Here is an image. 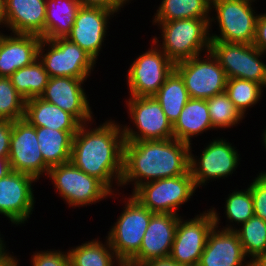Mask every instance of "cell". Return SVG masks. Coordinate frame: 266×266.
<instances>
[{"mask_svg": "<svg viewBox=\"0 0 266 266\" xmlns=\"http://www.w3.org/2000/svg\"><path fill=\"white\" fill-rule=\"evenodd\" d=\"M109 118L99 125L94 118L79 126L73 136L70 161L115 194L120 192L125 139L121 122Z\"/></svg>", "mask_w": 266, "mask_h": 266, "instance_id": "6da1fadb", "label": "cell"}, {"mask_svg": "<svg viewBox=\"0 0 266 266\" xmlns=\"http://www.w3.org/2000/svg\"><path fill=\"white\" fill-rule=\"evenodd\" d=\"M189 160L190 145L175 138L125 142L120 189L186 174Z\"/></svg>", "mask_w": 266, "mask_h": 266, "instance_id": "7a4b0ae2", "label": "cell"}, {"mask_svg": "<svg viewBox=\"0 0 266 266\" xmlns=\"http://www.w3.org/2000/svg\"><path fill=\"white\" fill-rule=\"evenodd\" d=\"M209 21L192 18L152 22L161 35H152L151 40L174 63L190 59L210 51Z\"/></svg>", "mask_w": 266, "mask_h": 266, "instance_id": "3957f363", "label": "cell"}, {"mask_svg": "<svg viewBox=\"0 0 266 266\" xmlns=\"http://www.w3.org/2000/svg\"><path fill=\"white\" fill-rule=\"evenodd\" d=\"M254 4L249 0H211L210 41L253 44L259 15ZM214 24L218 32H213Z\"/></svg>", "mask_w": 266, "mask_h": 266, "instance_id": "277c9868", "label": "cell"}, {"mask_svg": "<svg viewBox=\"0 0 266 266\" xmlns=\"http://www.w3.org/2000/svg\"><path fill=\"white\" fill-rule=\"evenodd\" d=\"M45 179L51 180L57 197L70 209L100 204L108 197L118 199L122 195L121 192L113 194L100 180L81 171L71 161L51 167Z\"/></svg>", "mask_w": 266, "mask_h": 266, "instance_id": "5b68a950", "label": "cell"}, {"mask_svg": "<svg viewBox=\"0 0 266 266\" xmlns=\"http://www.w3.org/2000/svg\"><path fill=\"white\" fill-rule=\"evenodd\" d=\"M119 201L124 204L123 208L116 221L109 227L105 237L118 259L126 266L138 254L154 213L130 193L123 194Z\"/></svg>", "mask_w": 266, "mask_h": 266, "instance_id": "8992f818", "label": "cell"}, {"mask_svg": "<svg viewBox=\"0 0 266 266\" xmlns=\"http://www.w3.org/2000/svg\"><path fill=\"white\" fill-rule=\"evenodd\" d=\"M223 138L218 136L210 139L204 144L198 156L194 155L195 150H192L194 148L190 145L189 170L197 189L205 188L209 182L225 180L237 173L242 159L240 151L228 138Z\"/></svg>", "mask_w": 266, "mask_h": 266, "instance_id": "52a82bcc", "label": "cell"}, {"mask_svg": "<svg viewBox=\"0 0 266 266\" xmlns=\"http://www.w3.org/2000/svg\"><path fill=\"white\" fill-rule=\"evenodd\" d=\"M124 102L130 120L121 124L125 142L174 138L173 125L154 97L127 95Z\"/></svg>", "mask_w": 266, "mask_h": 266, "instance_id": "ba28073f", "label": "cell"}, {"mask_svg": "<svg viewBox=\"0 0 266 266\" xmlns=\"http://www.w3.org/2000/svg\"><path fill=\"white\" fill-rule=\"evenodd\" d=\"M38 58L49 77L88 80L97 66V62L87 52L66 37L42 39Z\"/></svg>", "mask_w": 266, "mask_h": 266, "instance_id": "9c48e42d", "label": "cell"}, {"mask_svg": "<svg viewBox=\"0 0 266 266\" xmlns=\"http://www.w3.org/2000/svg\"><path fill=\"white\" fill-rule=\"evenodd\" d=\"M197 191L189 170L180 176L142 184L130 194L153 213L182 215L180 208L192 201Z\"/></svg>", "mask_w": 266, "mask_h": 266, "instance_id": "30bf717a", "label": "cell"}, {"mask_svg": "<svg viewBox=\"0 0 266 266\" xmlns=\"http://www.w3.org/2000/svg\"><path fill=\"white\" fill-rule=\"evenodd\" d=\"M150 47L135 59L126 71L129 96L153 97L175 69V63L151 40Z\"/></svg>", "mask_w": 266, "mask_h": 266, "instance_id": "8fae6325", "label": "cell"}, {"mask_svg": "<svg viewBox=\"0 0 266 266\" xmlns=\"http://www.w3.org/2000/svg\"><path fill=\"white\" fill-rule=\"evenodd\" d=\"M210 51L219 61L227 78L251 80L266 89V53L253 44L210 41Z\"/></svg>", "mask_w": 266, "mask_h": 266, "instance_id": "7c38bea8", "label": "cell"}, {"mask_svg": "<svg viewBox=\"0 0 266 266\" xmlns=\"http://www.w3.org/2000/svg\"><path fill=\"white\" fill-rule=\"evenodd\" d=\"M175 70L190 98L208 99L225 92L228 78L211 51L175 63Z\"/></svg>", "mask_w": 266, "mask_h": 266, "instance_id": "4fadbf2b", "label": "cell"}, {"mask_svg": "<svg viewBox=\"0 0 266 266\" xmlns=\"http://www.w3.org/2000/svg\"><path fill=\"white\" fill-rule=\"evenodd\" d=\"M193 218L179 217L170 258L183 266H197L210 231L215 226L212 212L207 209ZM185 216V217H184Z\"/></svg>", "mask_w": 266, "mask_h": 266, "instance_id": "5bb4252c", "label": "cell"}, {"mask_svg": "<svg viewBox=\"0 0 266 266\" xmlns=\"http://www.w3.org/2000/svg\"><path fill=\"white\" fill-rule=\"evenodd\" d=\"M36 182L34 177L13 170L0 179V215L12 226H25L33 214Z\"/></svg>", "mask_w": 266, "mask_h": 266, "instance_id": "9a60e30c", "label": "cell"}, {"mask_svg": "<svg viewBox=\"0 0 266 266\" xmlns=\"http://www.w3.org/2000/svg\"><path fill=\"white\" fill-rule=\"evenodd\" d=\"M8 160L13 171L28 174L38 182L50 169L43 160L36 127L24 118L13 122Z\"/></svg>", "mask_w": 266, "mask_h": 266, "instance_id": "2e32d148", "label": "cell"}, {"mask_svg": "<svg viewBox=\"0 0 266 266\" xmlns=\"http://www.w3.org/2000/svg\"><path fill=\"white\" fill-rule=\"evenodd\" d=\"M117 14L101 7L81 6L77 12L71 32L67 35L73 43L79 45L97 63L108 37L110 23ZM111 21V22H110ZM108 30V31H107Z\"/></svg>", "mask_w": 266, "mask_h": 266, "instance_id": "e0dca14e", "label": "cell"}, {"mask_svg": "<svg viewBox=\"0 0 266 266\" xmlns=\"http://www.w3.org/2000/svg\"><path fill=\"white\" fill-rule=\"evenodd\" d=\"M85 82L72 77H50L40 98L68 112L80 124L88 123L97 117L86 94Z\"/></svg>", "mask_w": 266, "mask_h": 266, "instance_id": "ac0fdd59", "label": "cell"}, {"mask_svg": "<svg viewBox=\"0 0 266 266\" xmlns=\"http://www.w3.org/2000/svg\"><path fill=\"white\" fill-rule=\"evenodd\" d=\"M180 216L170 213H154L138 254L126 266H141L150 260L168 258Z\"/></svg>", "mask_w": 266, "mask_h": 266, "instance_id": "d6986e66", "label": "cell"}, {"mask_svg": "<svg viewBox=\"0 0 266 266\" xmlns=\"http://www.w3.org/2000/svg\"><path fill=\"white\" fill-rule=\"evenodd\" d=\"M247 259L237 233L214 226L197 266H250Z\"/></svg>", "mask_w": 266, "mask_h": 266, "instance_id": "ffe728a7", "label": "cell"}, {"mask_svg": "<svg viewBox=\"0 0 266 266\" xmlns=\"http://www.w3.org/2000/svg\"><path fill=\"white\" fill-rule=\"evenodd\" d=\"M5 32L0 34V76L10 77L18 69L38 59L42 38L32 34Z\"/></svg>", "mask_w": 266, "mask_h": 266, "instance_id": "44dd1931", "label": "cell"}, {"mask_svg": "<svg viewBox=\"0 0 266 266\" xmlns=\"http://www.w3.org/2000/svg\"><path fill=\"white\" fill-rule=\"evenodd\" d=\"M5 30L45 39L46 0H5Z\"/></svg>", "mask_w": 266, "mask_h": 266, "instance_id": "7402d4cb", "label": "cell"}, {"mask_svg": "<svg viewBox=\"0 0 266 266\" xmlns=\"http://www.w3.org/2000/svg\"><path fill=\"white\" fill-rule=\"evenodd\" d=\"M216 131L211 123L206 99L190 98L173 124L174 138L193 145L194 137Z\"/></svg>", "mask_w": 266, "mask_h": 266, "instance_id": "603a6c76", "label": "cell"}, {"mask_svg": "<svg viewBox=\"0 0 266 266\" xmlns=\"http://www.w3.org/2000/svg\"><path fill=\"white\" fill-rule=\"evenodd\" d=\"M32 126L60 131H77L81 125L71 114L40 97L25 100V116Z\"/></svg>", "mask_w": 266, "mask_h": 266, "instance_id": "cb8c5ba5", "label": "cell"}, {"mask_svg": "<svg viewBox=\"0 0 266 266\" xmlns=\"http://www.w3.org/2000/svg\"><path fill=\"white\" fill-rule=\"evenodd\" d=\"M227 196L225 197V204L224 207V213L223 217L226 218V225L221 227V224L223 222L221 221L220 212L218 211L219 208H215L213 206H210L209 210L213 214L214 223L215 226L223 229V230H235L237 229L241 224L245 223L248 219H250L254 215L253 210V198L251 195L250 187L247 185V187H243V189H234L231 190ZM220 225V226H219Z\"/></svg>", "mask_w": 266, "mask_h": 266, "instance_id": "d4e9b609", "label": "cell"}, {"mask_svg": "<svg viewBox=\"0 0 266 266\" xmlns=\"http://www.w3.org/2000/svg\"><path fill=\"white\" fill-rule=\"evenodd\" d=\"M104 240V241H103ZM94 238L67 249L70 266H125L106 237Z\"/></svg>", "mask_w": 266, "mask_h": 266, "instance_id": "484cf974", "label": "cell"}, {"mask_svg": "<svg viewBox=\"0 0 266 266\" xmlns=\"http://www.w3.org/2000/svg\"><path fill=\"white\" fill-rule=\"evenodd\" d=\"M77 131L36 127L37 140L45 164L51 168L70 161L73 136Z\"/></svg>", "mask_w": 266, "mask_h": 266, "instance_id": "4316f807", "label": "cell"}, {"mask_svg": "<svg viewBox=\"0 0 266 266\" xmlns=\"http://www.w3.org/2000/svg\"><path fill=\"white\" fill-rule=\"evenodd\" d=\"M80 7L78 0H46L45 39L67 37Z\"/></svg>", "mask_w": 266, "mask_h": 266, "instance_id": "83f0119b", "label": "cell"}, {"mask_svg": "<svg viewBox=\"0 0 266 266\" xmlns=\"http://www.w3.org/2000/svg\"><path fill=\"white\" fill-rule=\"evenodd\" d=\"M160 2L150 22L211 17V0H161Z\"/></svg>", "mask_w": 266, "mask_h": 266, "instance_id": "f1b7e54d", "label": "cell"}, {"mask_svg": "<svg viewBox=\"0 0 266 266\" xmlns=\"http://www.w3.org/2000/svg\"><path fill=\"white\" fill-rule=\"evenodd\" d=\"M153 97L161 105L163 112L172 125L179 118L187 101L190 99L184 81L175 69Z\"/></svg>", "mask_w": 266, "mask_h": 266, "instance_id": "f546056e", "label": "cell"}, {"mask_svg": "<svg viewBox=\"0 0 266 266\" xmlns=\"http://www.w3.org/2000/svg\"><path fill=\"white\" fill-rule=\"evenodd\" d=\"M9 78L16 91L28 100L44 93L50 77L38 58L32 64L18 69Z\"/></svg>", "mask_w": 266, "mask_h": 266, "instance_id": "4dcf8cb0", "label": "cell"}, {"mask_svg": "<svg viewBox=\"0 0 266 266\" xmlns=\"http://www.w3.org/2000/svg\"><path fill=\"white\" fill-rule=\"evenodd\" d=\"M266 90L260 83L238 78H228L225 93L234 106L246 118L252 107L258 104Z\"/></svg>", "mask_w": 266, "mask_h": 266, "instance_id": "1f68e13d", "label": "cell"}, {"mask_svg": "<svg viewBox=\"0 0 266 266\" xmlns=\"http://www.w3.org/2000/svg\"><path fill=\"white\" fill-rule=\"evenodd\" d=\"M234 231L248 260L252 261L266 252V221L262 218L253 215Z\"/></svg>", "mask_w": 266, "mask_h": 266, "instance_id": "d6a6232c", "label": "cell"}, {"mask_svg": "<svg viewBox=\"0 0 266 266\" xmlns=\"http://www.w3.org/2000/svg\"><path fill=\"white\" fill-rule=\"evenodd\" d=\"M213 128L227 130L236 127L245 119L224 92L206 99Z\"/></svg>", "mask_w": 266, "mask_h": 266, "instance_id": "836d02e7", "label": "cell"}, {"mask_svg": "<svg viewBox=\"0 0 266 266\" xmlns=\"http://www.w3.org/2000/svg\"><path fill=\"white\" fill-rule=\"evenodd\" d=\"M25 116V99L9 77L0 76V120L16 121Z\"/></svg>", "mask_w": 266, "mask_h": 266, "instance_id": "e575fe53", "label": "cell"}, {"mask_svg": "<svg viewBox=\"0 0 266 266\" xmlns=\"http://www.w3.org/2000/svg\"><path fill=\"white\" fill-rule=\"evenodd\" d=\"M256 176L247 185L253 198L254 215L266 221V170L259 171Z\"/></svg>", "mask_w": 266, "mask_h": 266, "instance_id": "d590c367", "label": "cell"}, {"mask_svg": "<svg viewBox=\"0 0 266 266\" xmlns=\"http://www.w3.org/2000/svg\"><path fill=\"white\" fill-rule=\"evenodd\" d=\"M30 263L31 266H70L69 255L67 250L45 249L32 252Z\"/></svg>", "mask_w": 266, "mask_h": 266, "instance_id": "8d00e7d4", "label": "cell"}, {"mask_svg": "<svg viewBox=\"0 0 266 266\" xmlns=\"http://www.w3.org/2000/svg\"><path fill=\"white\" fill-rule=\"evenodd\" d=\"M133 0H78L81 6L101 7L114 11L117 15L124 11L123 8L129 5Z\"/></svg>", "mask_w": 266, "mask_h": 266, "instance_id": "74e56055", "label": "cell"}, {"mask_svg": "<svg viewBox=\"0 0 266 266\" xmlns=\"http://www.w3.org/2000/svg\"><path fill=\"white\" fill-rule=\"evenodd\" d=\"M12 125V121L0 120V159L9 156Z\"/></svg>", "mask_w": 266, "mask_h": 266, "instance_id": "f35d334b", "label": "cell"}, {"mask_svg": "<svg viewBox=\"0 0 266 266\" xmlns=\"http://www.w3.org/2000/svg\"><path fill=\"white\" fill-rule=\"evenodd\" d=\"M253 45L261 52L266 53V12L259 13L257 17Z\"/></svg>", "mask_w": 266, "mask_h": 266, "instance_id": "ab89813d", "label": "cell"}, {"mask_svg": "<svg viewBox=\"0 0 266 266\" xmlns=\"http://www.w3.org/2000/svg\"><path fill=\"white\" fill-rule=\"evenodd\" d=\"M141 266H183L172 260L170 257L168 258H160V259H154L150 260Z\"/></svg>", "mask_w": 266, "mask_h": 266, "instance_id": "60d3db41", "label": "cell"}, {"mask_svg": "<svg viewBox=\"0 0 266 266\" xmlns=\"http://www.w3.org/2000/svg\"><path fill=\"white\" fill-rule=\"evenodd\" d=\"M20 258L18 259L14 253L9 251L4 257L0 259V266H19Z\"/></svg>", "mask_w": 266, "mask_h": 266, "instance_id": "b9f144b4", "label": "cell"}, {"mask_svg": "<svg viewBox=\"0 0 266 266\" xmlns=\"http://www.w3.org/2000/svg\"><path fill=\"white\" fill-rule=\"evenodd\" d=\"M11 166L8 158L0 159V179L5 177L9 172H11Z\"/></svg>", "mask_w": 266, "mask_h": 266, "instance_id": "7bdbcfd3", "label": "cell"}, {"mask_svg": "<svg viewBox=\"0 0 266 266\" xmlns=\"http://www.w3.org/2000/svg\"><path fill=\"white\" fill-rule=\"evenodd\" d=\"M5 20H6V13H5V0H0V29H5Z\"/></svg>", "mask_w": 266, "mask_h": 266, "instance_id": "ee69618b", "label": "cell"}, {"mask_svg": "<svg viewBox=\"0 0 266 266\" xmlns=\"http://www.w3.org/2000/svg\"><path fill=\"white\" fill-rule=\"evenodd\" d=\"M4 237H5L4 234H2L0 231V259L10 251L9 249H7L9 248V246L7 247L6 244L7 241H5Z\"/></svg>", "mask_w": 266, "mask_h": 266, "instance_id": "f6af8a7d", "label": "cell"}, {"mask_svg": "<svg viewBox=\"0 0 266 266\" xmlns=\"http://www.w3.org/2000/svg\"><path fill=\"white\" fill-rule=\"evenodd\" d=\"M251 266H266V252L258 255L251 261Z\"/></svg>", "mask_w": 266, "mask_h": 266, "instance_id": "bcb514c9", "label": "cell"}, {"mask_svg": "<svg viewBox=\"0 0 266 266\" xmlns=\"http://www.w3.org/2000/svg\"><path fill=\"white\" fill-rule=\"evenodd\" d=\"M261 134H262L261 135L262 138H260V139H262V140H260V142H262V145L261 146H264L263 148H265V151H266V126L263 129V131H262Z\"/></svg>", "mask_w": 266, "mask_h": 266, "instance_id": "7dc6e473", "label": "cell"}, {"mask_svg": "<svg viewBox=\"0 0 266 266\" xmlns=\"http://www.w3.org/2000/svg\"><path fill=\"white\" fill-rule=\"evenodd\" d=\"M249 1H252V2H255L257 4V2H259V0H249Z\"/></svg>", "mask_w": 266, "mask_h": 266, "instance_id": "c3c4849f", "label": "cell"}]
</instances>
